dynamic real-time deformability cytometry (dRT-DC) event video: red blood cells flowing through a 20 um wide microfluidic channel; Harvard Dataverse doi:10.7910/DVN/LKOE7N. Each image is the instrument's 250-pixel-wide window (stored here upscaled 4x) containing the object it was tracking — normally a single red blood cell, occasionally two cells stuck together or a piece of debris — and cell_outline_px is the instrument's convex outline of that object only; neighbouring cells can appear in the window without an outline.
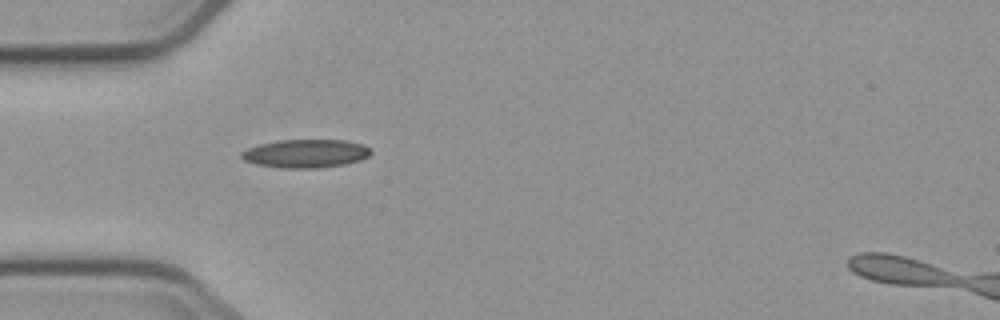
{"species": "common noctule bat (a hibernating species)", "species_latin": "Nyctalus noctula", "temperature_condition": "cold", "stored_images_in_passage": 6, "camera_frame_rate_fps": 3000, "um_per_image_px": 0.085, "animal": {"sex": "male", "body_mass_g": 23.1, "forearm_length_mm": 52.7}, "frame": {"image": 1, "passage_image": 5, "time_ms": 5.0, "image_size_px": [1000, 320], "cell_outline_px": [[372, 152], [368, 156], [360, 160], [344, 164], [316, 168], [280, 168], [256, 164], [244, 160], [240, 156], [240, 152], [248, 148], [260, 144], [280, 140], [344, 140], [364, 144]], "centroid_in_image_um": [25.97, 13.05], "position_along_channel_um": 59.0, "area_um2": 21.33}}